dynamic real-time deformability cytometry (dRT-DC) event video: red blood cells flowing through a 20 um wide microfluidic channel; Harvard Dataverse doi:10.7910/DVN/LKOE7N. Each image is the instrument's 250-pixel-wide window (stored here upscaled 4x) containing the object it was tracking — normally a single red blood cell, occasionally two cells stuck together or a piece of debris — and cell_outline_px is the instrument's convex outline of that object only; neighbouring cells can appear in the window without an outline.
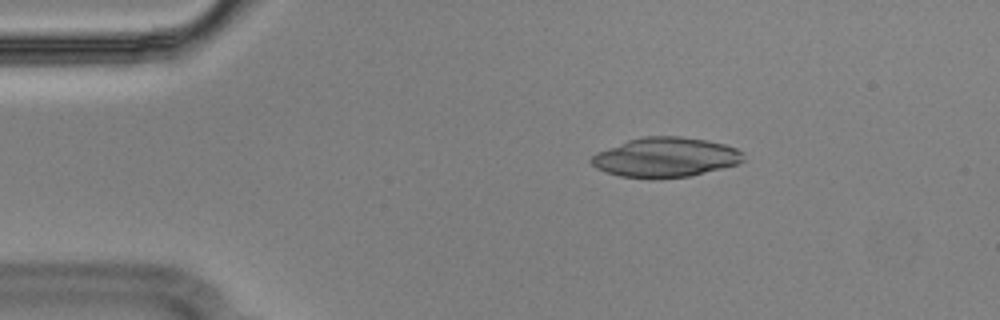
{"species": "Egyptian fruit bat (a non-hibernating species)", "species_latin": "Rousettus aegyptiacus", "temperature_condition": "cold", "stored_images_in_passage": 54, "camera_frame_rate_fps": 3000, "um_per_image_px": 0.085, "animal": {"sex": "male"}, "frame": {"image": 1, "passage_image": 9, "time_ms": 2.667, "image_size_px": [1000, 320], "cell_outline_px": [[744, 160], [740, 164], [692, 176], [648, 180], [620, 176], [604, 172], [596, 168], [588, 160], [596, 152], [628, 140], [644, 136], [680, 136], [704, 140], [724, 144], [736, 148], [744, 152]], "centroid_in_image_um": [56.56, 13.4], "position_along_channel_um": 28.4, "area_um2": 35.78}}